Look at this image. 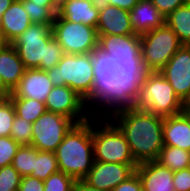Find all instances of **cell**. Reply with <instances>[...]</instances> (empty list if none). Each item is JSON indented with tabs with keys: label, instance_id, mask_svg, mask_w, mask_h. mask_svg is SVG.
<instances>
[{
	"label": "cell",
	"instance_id": "6da1fadb",
	"mask_svg": "<svg viewBox=\"0 0 190 191\" xmlns=\"http://www.w3.org/2000/svg\"><path fill=\"white\" fill-rule=\"evenodd\" d=\"M91 56L94 74L93 90L85 99V103L91 104L90 108L98 105L99 107L96 108L98 111L106 108L107 111L109 110V117L121 110L136 108L141 81L147 72L142 59H115L99 48L93 50Z\"/></svg>",
	"mask_w": 190,
	"mask_h": 191
},
{
	"label": "cell",
	"instance_id": "7a4b0ae2",
	"mask_svg": "<svg viewBox=\"0 0 190 191\" xmlns=\"http://www.w3.org/2000/svg\"><path fill=\"white\" fill-rule=\"evenodd\" d=\"M109 120L124 134L137 164L157 161L164 147V117L130 108L114 113Z\"/></svg>",
	"mask_w": 190,
	"mask_h": 191
},
{
	"label": "cell",
	"instance_id": "3957f363",
	"mask_svg": "<svg viewBox=\"0 0 190 191\" xmlns=\"http://www.w3.org/2000/svg\"><path fill=\"white\" fill-rule=\"evenodd\" d=\"M25 69L47 71L57 66L65 54L53 37L52 24L32 23L12 43Z\"/></svg>",
	"mask_w": 190,
	"mask_h": 191
},
{
	"label": "cell",
	"instance_id": "277c9868",
	"mask_svg": "<svg viewBox=\"0 0 190 191\" xmlns=\"http://www.w3.org/2000/svg\"><path fill=\"white\" fill-rule=\"evenodd\" d=\"M59 171L83 180L94 162L92 120L75 124L55 151Z\"/></svg>",
	"mask_w": 190,
	"mask_h": 191
},
{
	"label": "cell",
	"instance_id": "5b68a950",
	"mask_svg": "<svg viewBox=\"0 0 190 191\" xmlns=\"http://www.w3.org/2000/svg\"><path fill=\"white\" fill-rule=\"evenodd\" d=\"M136 108L162 117L174 116L182 113V100L159 71L146 72Z\"/></svg>",
	"mask_w": 190,
	"mask_h": 191
},
{
	"label": "cell",
	"instance_id": "8992f818",
	"mask_svg": "<svg viewBox=\"0 0 190 191\" xmlns=\"http://www.w3.org/2000/svg\"><path fill=\"white\" fill-rule=\"evenodd\" d=\"M53 86H68L86 99L93 90L91 53L64 54L57 66L47 70Z\"/></svg>",
	"mask_w": 190,
	"mask_h": 191
},
{
	"label": "cell",
	"instance_id": "52a82bcc",
	"mask_svg": "<svg viewBox=\"0 0 190 191\" xmlns=\"http://www.w3.org/2000/svg\"><path fill=\"white\" fill-rule=\"evenodd\" d=\"M92 121V140L94 161L138 165L131 154L129 144L121 130L110 120ZM96 122V123H95ZM104 126V127H103ZM97 129V130H96Z\"/></svg>",
	"mask_w": 190,
	"mask_h": 191
},
{
	"label": "cell",
	"instance_id": "ba28073f",
	"mask_svg": "<svg viewBox=\"0 0 190 191\" xmlns=\"http://www.w3.org/2000/svg\"><path fill=\"white\" fill-rule=\"evenodd\" d=\"M140 38L141 59L147 72L160 71L182 46L166 23L141 34Z\"/></svg>",
	"mask_w": 190,
	"mask_h": 191
},
{
	"label": "cell",
	"instance_id": "9c48e42d",
	"mask_svg": "<svg viewBox=\"0 0 190 191\" xmlns=\"http://www.w3.org/2000/svg\"><path fill=\"white\" fill-rule=\"evenodd\" d=\"M53 37L65 54H87L98 48V33L95 27L67 21L59 14L52 24Z\"/></svg>",
	"mask_w": 190,
	"mask_h": 191
},
{
	"label": "cell",
	"instance_id": "30bf717a",
	"mask_svg": "<svg viewBox=\"0 0 190 191\" xmlns=\"http://www.w3.org/2000/svg\"><path fill=\"white\" fill-rule=\"evenodd\" d=\"M76 123L61 114L46 111L32 123V146L40 151L53 152Z\"/></svg>",
	"mask_w": 190,
	"mask_h": 191
},
{
	"label": "cell",
	"instance_id": "8fae6325",
	"mask_svg": "<svg viewBox=\"0 0 190 191\" xmlns=\"http://www.w3.org/2000/svg\"><path fill=\"white\" fill-rule=\"evenodd\" d=\"M45 106L47 111L64 115L76 124L90 119V114L87 116L84 112L88 108L85 99L66 85L54 86L47 96Z\"/></svg>",
	"mask_w": 190,
	"mask_h": 191
},
{
	"label": "cell",
	"instance_id": "7c38bea8",
	"mask_svg": "<svg viewBox=\"0 0 190 191\" xmlns=\"http://www.w3.org/2000/svg\"><path fill=\"white\" fill-rule=\"evenodd\" d=\"M138 165L94 161L91 170L83 179L87 184L104 191H112L131 177Z\"/></svg>",
	"mask_w": 190,
	"mask_h": 191
},
{
	"label": "cell",
	"instance_id": "4fadbf2b",
	"mask_svg": "<svg viewBox=\"0 0 190 191\" xmlns=\"http://www.w3.org/2000/svg\"><path fill=\"white\" fill-rule=\"evenodd\" d=\"M159 72L183 101L190 93V46L182 45Z\"/></svg>",
	"mask_w": 190,
	"mask_h": 191
},
{
	"label": "cell",
	"instance_id": "5bb4252c",
	"mask_svg": "<svg viewBox=\"0 0 190 191\" xmlns=\"http://www.w3.org/2000/svg\"><path fill=\"white\" fill-rule=\"evenodd\" d=\"M53 87L47 71L25 69L20 82L8 98H29L45 103Z\"/></svg>",
	"mask_w": 190,
	"mask_h": 191
},
{
	"label": "cell",
	"instance_id": "9a60e30c",
	"mask_svg": "<svg viewBox=\"0 0 190 191\" xmlns=\"http://www.w3.org/2000/svg\"><path fill=\"white\" fill-rule=\"evenodd\" d=\"M98 48L115 59L141 58V38L139 34L100 35Z\"/></svg>",
	"mask_w": 190,
	"mask_h": 191
},
{
	"label": "cell",
	"instance_id": "2e32d148",
	"mask_svg": "<svg viewBox=\"0 0 190 191\" xmlns=\"http://www.w3.org/2000/svg\"><path fill=\"white\" fill-rule=\"evenodd\" d=\"M135 172L141 180L143 191H174V172L157 161L138 164Z\"/></svg>",
	"mask_w": 190,
	"mask_h": 191
},
{
	"label": "cell",
	"instance_id": "e0dca14e",
	"mask_svg": "<svg viewBox=\"0 0 190 191\" xmlns=\"http://www.w3.org/2000/svg\"><path fill=\"white\" fill-rule=\"evenodd\" d=\"M100 35H131L136 34L131 25L129 11L109 5L99 11V20L96 26Z\"/></svg>",
	"mask_w": 190,
	"mask_h": 191
},
{
	"label": "cell",
	"instance_id": "ac0fdd59",
	"mask_svg": "<svg viewBox=\"0 0 190 191\" xmlns=\"http://www.w3.org/2000/svg\"><path fill=\"white\" fill-rule=\"evenodd\" d=\"M164 146L190 151V115L180 113L164 117Z\"/></svg>",
	"mask_w": 190,
	"mask_h": 191
},
{
	"label": "cell",
	"instance_id": "d6986e66",
	"mask_svg": "<svg viewBox=\"0 0 190 191\" xmlns=\"http://www.w3.org/2000/svg\"><path fill=\"white\" fill-rule=\"evenodd\" d=\"M131 25L136 34H143L162 26L165 17L152 4L151 0H140L129 11Z\"/></svg>",
	"mask_w": 190,
	"mask_h": 191
},
{
	"label": "cell",
	"instance_id": "ffe728a7",
	"mask_svg": "<svg viewBox=\"0 0 190 191\" xmlns=\"http://www.w3.org/2000/svg\"><path fill=\"white\" fill-rule=\"evenodd\" d=\"M32 24L20 0H15L3 13L0 28L7 42L11 44Z\"/></svg>",
	"mask_w": 190,
	"mask_h": 191
},
{
	"label": "cell",
	"instance_id": "44dd1931",
	"mask_svg": "<svg viewBox=\"0 0 190 191\" xmlns=\"http://www.w3.org/2000/svg\"><path fill=\"white\" fill-rule=\"evenodd\" d=\"M25 71L23 62L19 58L17 50L8 44L0 49V76L4 84L13 91L20 82Z\"/></svg>",
	"mask_w": 190,
	"mask_h": 191
},
{
	"label": "cell",
	"instance_id": "7402d4cb",
	"mask_svg": "<svg viewBox=\"0 0 190 191\" xmlns=\"http://www.w3.org/2000/svg\"><path fill=\"white\" fill-rule=\"evenodd\" d=\"M58 14L67 21L95 27L99 20V11L90 0H69Z\"/></svg>",
	"mask_w": 190,
	"mask_h": 191
},
{
	"label": "cell",
	"instance_id": "603a6c76",
	"mask_svg": "<svg viewBox=\"0 0 190 191\" xmlns=\"http://www.w3.org/2000/svg\"><path fill=\"white\" fill-rule=\"evenodd\" d=\"M165 23L174 31L182 45L190 46V0L170 13L165 18Z\"/></svg>",
	"mask_w": 190,
	"mask_h": 191
},
{
	"label": "cell",
	"instance_id": "cb8c5ba5",
	"mask_svg": "<svg viewBox=\"0 0 190 191\" xmlns=\"http://www.w3.org/2000/svg\"><path fill=\"white\" fill-rule=\"evenodd\" d=\"M157 162L173 172L189 168L190 151L178 147L164 146L160 151Z\"/></svg>",
	"mask_w": 190,
	"mask_h": 191
},
{
	"label": "cell",
	"instance_id": "d4e9b609",
	"mask_svg": "<svg viewBox=\"0 0 190 191\" xmlns=\"http://www.w3.org/2000/svg\"><path fill=\"white\" fill-rule=\"evenodd\" d=\"M15 109L16 116L24 118L25 120L33 123L35 122L46 110L45 103L39 102L29 98H9Z\"/></svg>",
	"mask_w": 190,
	"mask_h": 191
},
{
	"label": "cell",
	"instance_id": "484cf974",
	"mask_svg": "<svg viewBox=\"0 0 190 191\" xmlns=\"http://www.w3.org/2000/svg\"><path fill=\"white\" fill-rule=\"evenodd\" d=\"M38 152L39 150L32 145H22L18 148L11 165L22 177L30 176Z\"/></svg>",
	"mask_w": 190,
	"mask_h": 191
},
{
	"label": "cell",
	"instance_id": "4316f807",
	"mask_svg": "<svg viewBox=\"0 0 190 191\" xmlns=\"http://www.w3.org/2000/svg\"><path fill=\"white\" fill-rule=\"evenodd\" d=\"M59 171L56 154L53 152L40 151L37 153L31 177L45 181L50 175Z\"/></svg>",
	"mask_w": 190,
	"mask_h": 191
},
{
	"label": "cell",
	"instance_id": "83f0119b",
	"mask_svg": "<svg viewBox=\"0 0 190 191\" xmlns=\"http://www.w3.org/2000/svg\"><path fill=\"white\" fill-rule=\"evenodd\" d=\"M24 10L28 13L32 23L37 24H53L58 10L54 5H37L29 0H20Z\"/></svg>",
	"mask_w": 190,
	"mask_h": 191
},
{
	"label": "cell",
	"instance_id": "f1b7e54d",
	"mask_svg": "<svg viewBox=\"0 0 190 191\" xmlns=\"http://www.w3.org/2000/svg\"><path fill=\"white\" fill-rule=\"evenodd\" d=\"M32 123L15 116L13 125L10 131V137L17 142L20 146L22 145H31L32 144Z\"/></svg>",
	"mask_w": 190,
	"mask_h": 191
},
{
	"label": "cell",
	"instance_id": "f546056e",
	"mask_svg": "<svg viewBox=\"0 0 190 191\" xmlns=\"http://www.w3.org/2000/svg\"><path fill=\"white\" fill-rule=\"evenodd\" d=\"M76 181L62 171H57L44 181V191H74Z\"/></svg>",
	"mask_w": 190,
	"mask_h": 191
},
{
	"label": "cell",
	"instance_id": "4dcf8cb0",
	"mask_svg": "<svg viewBox=\"0 0 190 191\" xmlns=\"http://www.w3.org/2000/svg\"><path fill=\"white\" fill-rule=\"evenodd\" d=\"M15 116L12 101L6 97L0 102V137L10 136Z\"/></svg>",
	"mask_w": 190,
	"mask_h": 191
},
{
	"label": "cell",
	"instance_id": "1f68e13d",
	"mask_svg": "<svg viewBox=\"0 0 190 191\" xmlns=\"http://www.w3.org/2000/svg\"><path fill=\"white\" fill-rule=\"evenodd\" d=\"M22 176L12 166L7 165L0 168V191L18 190Z\"/></svg>",
	"mask_w": 190,
	"mask_h": 191
},
{
	"label": "cell",
	"instance_id": "d6a6232c",
	"mask_svg": "<svg viewBox=\"0 0 190 191\" xmlns=\"http://www.w3.org/2000/svg\"><path fill=\"white\" fill-rule=\"evenodd\" d=\"M19 147L10 136L0 137V168L12 164Z\"/></svg>",
	"mask_w": 190,
	"mask_h": 191
},
{
	"label": "cell",
	"instance_id": "836d02e7",
	"mask_svg": "<svg viewBox=\"0 0 190 191\" xmlns=\"http://www.w3.org/2000/svg\"><path fill=\"white\" fill-rule=\"evenodd\" d=\"M173 183L174 191H190V169L174 171Z\"/></svg>",
	"mask_w": 190,
	"mask_h": 191
},
{
	"label": "cell",
	"instance_id": "e575fe53",
	"mask_svg": "<svg viewBox=\"0 0 190 191\" xmlns=\"http://www.w3.org/2000/svg\"><path fill=\"white\" fill-rule=\"evenodd\" d=\"M189 0H151L152 4L166 18L176 8L187 3Z\"/></svg>",
	"mask_w": 190,
	"mask_h": 191
},
{
	"label": "cell",
	"instance_id": "d590c367",
	"mask_svg": "<svg viewBox=\"0 0 190 191\" xmlns=\"http://www.w3.org/2000/svg\"><path fill=\"white\" fill-rule=\"evenodd\" d=\"M19 191H44V181L31 176H24L18 188Z\"/></svg>",
	"mask_w": 190,
	"mask_h": 191
},
{
	"label": "cell",
	"instance_id": "8d00e7d4",
	"mask_svg": "<svg viewBox=\"0 0 190 191\" xmlns=\"http://www.w3.org/2000/svg\"><path fill=\"white\" fill-rule=\"evenodd\" d=\"M112 191H143L141 180L135 172L126 181L120 183Z\"/></svg>",
	"mask_w": 190,
	"mask_h": 191
},
{
	"label": "cell",
	"instance_id": "74e56055",
	"mask_svg": "<svg viewBox=\"0 0 190 191\" xmlns=\"http://www.w3.org/2000/svg\"><path fill=\"white\" fill-rule=\"evenodd\" d=\"M140 0H109V4L118 8L131 11Z\"/></svg>",
	"mask_w": 190,
	"mask_h": 191
},
{
	"label": "cell",
	"instance_id": "f35d334b",
	"mask_svg": "<svg viewBox=\"0 0 190 191\" xmlns=\"http://www.w3.org/2000/svg\"><path fill=\"white\" fill-rule=\"evenodd\" d=\"M74 191H104L97 189L87 184L84 180H77L74 186Z\"/></svg>",
	"mask_w": 190,
	"mask_h": 191
},
{
	"label": "cell",
	"instance_id": "ab89813d",
	"mask_svg": "<svg viewBox=\"0 0 190 191\" xmlns=\"http://www.w3.org/2000/svg\"><path fill=\"white\" fill-rule=\"evenodd\" d=\"M92 2V5L98 10L101 11L103 9H105L106 7H108L109 4V0H90Z\"/></svg>",
	"mask_w": 190,
	"mask_h": 191
},
{
	"label": "cell",
	"instance_id": "60d3db41",
	"mask_svg": "<svg viewBox=\"0 0 190 191\" xmlns=\"http://www.w3.org/2000/svg\"><path fill=\"white\" fill-rule=\"evenodd\" d=\"M15 0H0V21L3 13L10 7Z\"/></svg>",
	"mask_w": 190,
	"mask_h": 191
},
{
	"label": "cell",
	"instance_id": "b9f144b4",
	"mask_svg": "<svg viewBox=\"0 0 190 191\" xmlns=\"http://www.w3.org/2000/svg\"><path fill=\"white\" fill-rule=\"evenodd\" d=\"M182 113L190 115V93L182 101Z\"/></svg>",
	"mask_w": 190,
	"mask_h": 191
},
{
	"label": "cell",
	"instance_id": "7bdbcfd3",
	"mask_svg": "<svg viewBox=\"0 0 190 191\" xmlns=\"http://www.w3.org/2000/svg\"><path fill=\"white\" fill-rule=\"evenodd\" d=\"M0 92L8 97L11 94V90L4 84L2 77L0 76Z\"/></svg>",
	"mask_w": 190,
	"mask_h": 191
},
{
	"label": "cell",
	"instance_id": "ee69618b",
	"mask_svg": "<svg viewBox=\"0 0 190 191\" xmlns=\"http://www.w3.org/2000/svg\"><path fill=\"white\" fill-rule=\"evenodd\" d=\"M31 2H33V4H37V5H54L53 0H29Z\"/></svg>",
	"mask_w": 190,
	"mask_h": 191
},
{
	"label": "cell",
	"instance_id": "f6af8a7d",
	"mask_svg": "<svg viewBox=\"0 0 190 191\" xmlns=\"http://www.w3.org/2000/svg\"><path fill=\"white\" fill-rule=\"evenodd\" d=\"M69 0H53L54 7L59 10L61 9Z\"/></svg>",
	"mask_w": 190,
	"mask_h": 191
},
{
	"label": "cell",
	"instance_id": "bcb514c9",
	"mask_svg": "<svg viewBox=\"0 0 190 191\" xmlns=\"http://www.w3.org/2000/svg\"><path fill=\"white\" fill-rule=\"evenodd\" d=\"M9 43L5 39L2 29L0 28V49L5 48Z\"/></svg>",
	"mask_w": 190,
	"mask_h": 191
},
{
	"label": "cell",
	"instance_id": "7dc6e473",
	"mask_svg": "<svg viewBox=\"0 0 190 191\" xmlns=\"http://www.w3.org/2000/svg\"><path fill=\"white\" fill-rule=\"evenodd\" d=\"M6 97L0 92V102L5 99Z\"/></svg>",
	"mask_w": 190,
	"mask_h": 191
}]
</instances>
